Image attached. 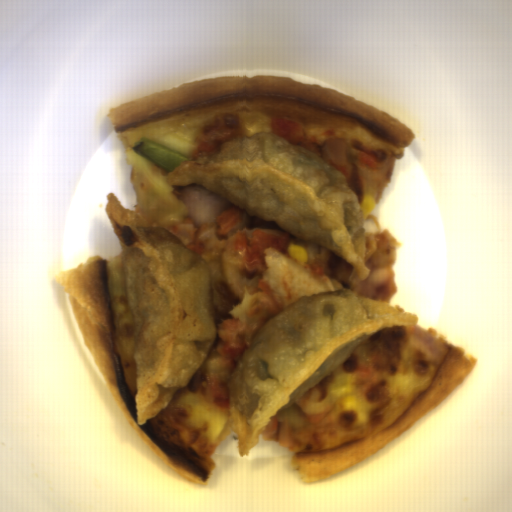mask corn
<instances>
[{
    "label": "corn",
    "mask_w": 512,
    "mask_h": 512,
    "mask_svg": "<svg viewBox=\"0 0 512 512\" xmlns=\"http://www.w3.org/2000/svg\"><path fill=\"white\" fill-rule=\"evenodd\" d=\"M359 205L363 211V221H365L372 213L375 212L377 208V200L370 194L364 195Z\"/></svg>",
    "instance_id": "2"
},
{
    "label": "corn",
    "mask_w": 512,
    "mask_h": 512,
    "mask_svg": "<svg viewBox=\"0 0 512 512\" xmlns=\"http://www.w3.org/2000/svg\"><path fill=\"white\" fill-rule=\"evenodd\" d=\"M287 252L289 253L291 259L295 261L297 264H305L308 260V252L300 245L297 244H289L287 247Z\"/></svg>",
    "instance_id": "1"
}]
</instances>
